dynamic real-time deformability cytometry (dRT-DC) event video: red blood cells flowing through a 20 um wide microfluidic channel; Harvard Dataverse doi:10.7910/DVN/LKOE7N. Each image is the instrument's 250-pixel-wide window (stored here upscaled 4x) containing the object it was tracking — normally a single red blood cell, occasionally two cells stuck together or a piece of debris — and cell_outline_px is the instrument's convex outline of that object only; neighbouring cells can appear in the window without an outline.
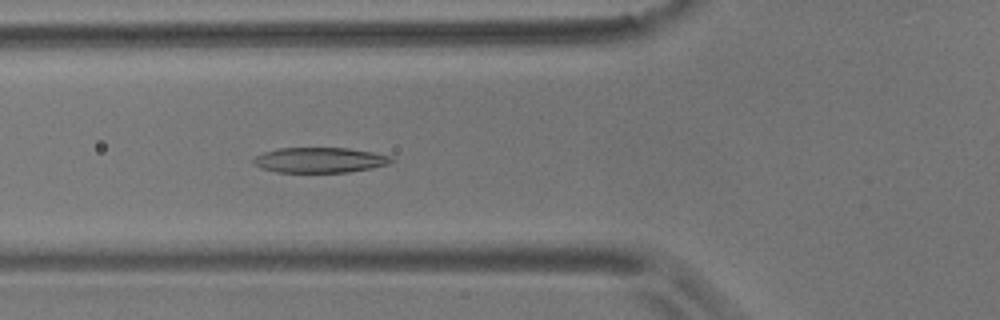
{"species": "common noctule bat (a hibernating species)", "species_latin": "Nyctalus noctula", "temperature_condition": "room temperature", "stored_images_in_passage": 41, "camera_frame_rate_fps": 3000, "um_per_image_px": 0.085, "animal": {"sex": "male", "body_mass_g": 17.9}, "frame": {"image": 1, "passage_image": 5, "time_ms": 1.333, "image_size_px": [1000, 320], "cell_outline_px": [[396, 160], [388, 164], [372, 168], [348, 172], [276, 172], [260, 168], [252, 160], [256, 156], [264, 152], [280, 148], [348, 148], [372, 152], [392, 156]], "centroid_in_image_um": [27.21, 13.6], "position_along_channel_um": 98.6, "area_um2": 20.29}}
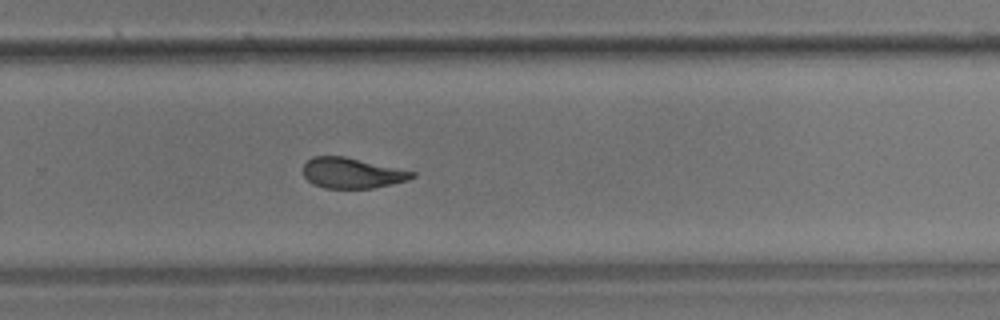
{"frame": {"image": 2, "passage_image": 22, "time_ms": 7.0, "image_size_px": [1000, 320], "cell_outline_px": [[416, 176], [408, 180], [372, 188], [324, 188], [312, 184], [304, 176], [304, 164], [312, 156], [344, 156], [416, 172]], "centroid_in_image_um": [29.91, 14.71], "position_along_channel_um": 299.9, "area_um2": 19.25}}
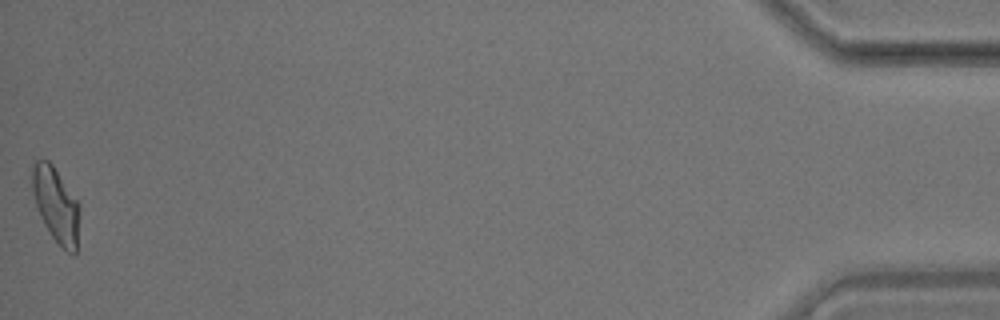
{"frame": {"image": 3, "passage_image": 41, "time_ms": 13.333, "image_size_px": [1000, 320], "cell_outline_px": [[80, 208], [76, 256], [72, 256], [52, 236], [44, 224], [40, 216], [32, 192], [32, 164], [36, 160], [48, 160], [52, 164], [80, 204]], "centroid_in_image_um": [4.77, 17.42], "position_along_channel_um": 430.4, "area_um2": 20.63}, "authors_computed_cell_mechanics": {"area_um2": 20.519, "velocity_mm_per_s": 3.5486, "shape_relaxation_time_tau1_ms": 6.4124, "shape_relaxation_time_tau2_ms": 1.9598, "deformation_change_tau1": 0.1885, "deformation_change_tau2": 0.0923}}